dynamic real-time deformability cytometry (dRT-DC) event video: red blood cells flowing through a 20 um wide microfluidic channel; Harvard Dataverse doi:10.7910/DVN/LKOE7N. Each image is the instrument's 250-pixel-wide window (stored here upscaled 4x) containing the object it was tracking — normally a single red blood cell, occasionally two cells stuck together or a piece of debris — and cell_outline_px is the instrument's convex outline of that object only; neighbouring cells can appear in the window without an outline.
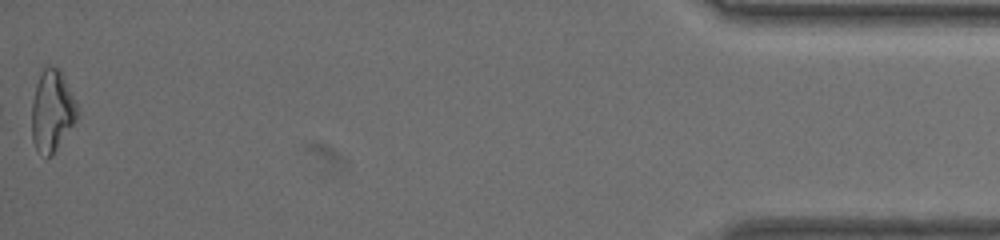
{"species": "common noctule bat (a hibernating species)", "species_latin": "Nyctalus noctula", "temperature_condition": "warm", "stored_images_in_passage": 45, "camera_frame_rate_fps": 3000, "um_per_image_px": 0.085, "animal": {"sex": "female", "body_mass_g": 19.5, "forearm_length_mm": 54.1}, "frame": {"image": 1, "passage_image": 45, "time_ms": 14.667, "image_size_px": [1000, 240], "cell_outline_px": [[80, 116], [52, 156], [48, 156], [36, 148], [32, 140], [32, 100], [36, 84], [44, 68], [56, 68], [60, 72], [80, 108]], "centroid_in_image_um": [4.46, 9.47], "position_along_channel_um": 430.7, "area_um2": 21.39}}